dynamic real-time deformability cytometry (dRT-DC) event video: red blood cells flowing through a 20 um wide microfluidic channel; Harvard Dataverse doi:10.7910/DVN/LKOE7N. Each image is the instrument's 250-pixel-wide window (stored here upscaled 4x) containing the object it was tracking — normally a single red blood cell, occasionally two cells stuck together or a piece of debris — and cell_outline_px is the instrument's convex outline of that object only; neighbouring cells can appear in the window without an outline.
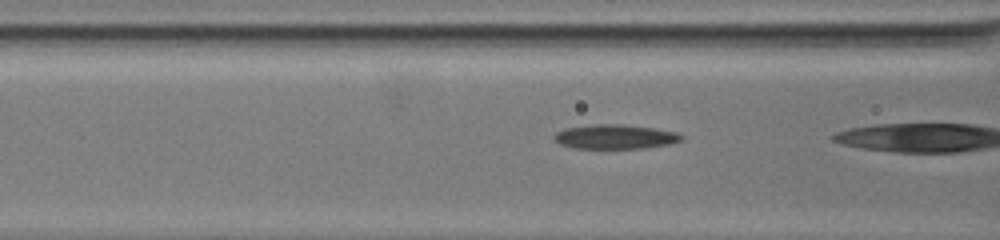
{"species": "common noctule bat (a hibernating species)", "species_latin": "Nyctalus noctula", "temperature_condition": "warm", "stored_images_in_passage": 11, "camera_frame_rate_fps": 3000, "um_per_image_px": 0.085, "animal": {"sex": "female", "body_mass_g": 19.5, "forearm_length_mm": 54.1}, "frame": {"image": 1, "passage_image": 10, "time_ms": 3.0, "image_size_px": [1000, 240], "cell_outline_px": [[684, 136], [680, 140], [668, 144], [644, 148], [572, 148], [560, 144], [552, 136], [556, 132], [564, 128], [592, 124], [620, 124], [652, 128], [676, 132]], "centroid_in_image_um": [52.23, 11.62], "position_along_channel_um": 114.4, "area_um2": 17.98}}